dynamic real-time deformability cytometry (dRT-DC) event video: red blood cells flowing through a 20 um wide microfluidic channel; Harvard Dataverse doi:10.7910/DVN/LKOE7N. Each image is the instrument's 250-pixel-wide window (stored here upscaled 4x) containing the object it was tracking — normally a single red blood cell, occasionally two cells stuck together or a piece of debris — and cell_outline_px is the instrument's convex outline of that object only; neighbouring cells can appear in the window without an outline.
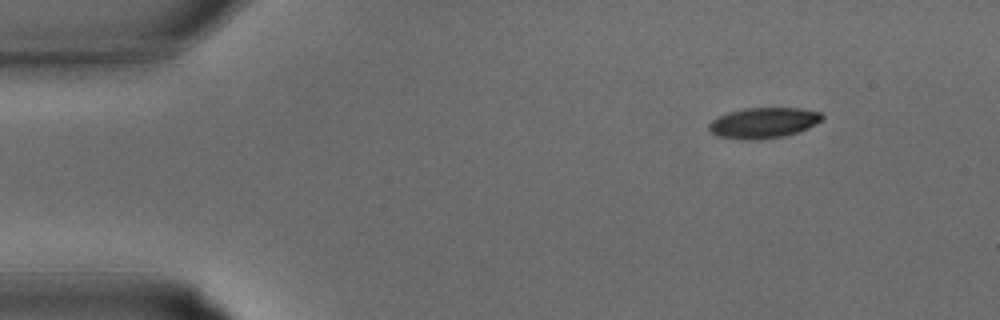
{"species": "common noctule bat (a hibernating species)", "species_latin": "Nyctalus noctula", "temperature_condition": "warm", "stored_images_in_passage": 30, "camera_frame_rate_fps": 3000, "um_per_image_px": 0.085, "animal": {"sex": "male", "body_mass_g": 15.6}, "frame": {"image": 1, "passage_image": 1, "time_ms": 0.0, "image_size_px": [1000, 320], "cell_outline_px": [[824, 120], [808, 128], [784, 136], [760, 140], [740, 140], [716, 136], [708, 128], [708, 124], [712, 120], [728, 112], [744, 108], [800, 108], [820, 112], [824, 116]], "centroid_in_image_um": [64.9, 10.45], "position_along_channel_um": 20.1, "area_um2": 20.4}}
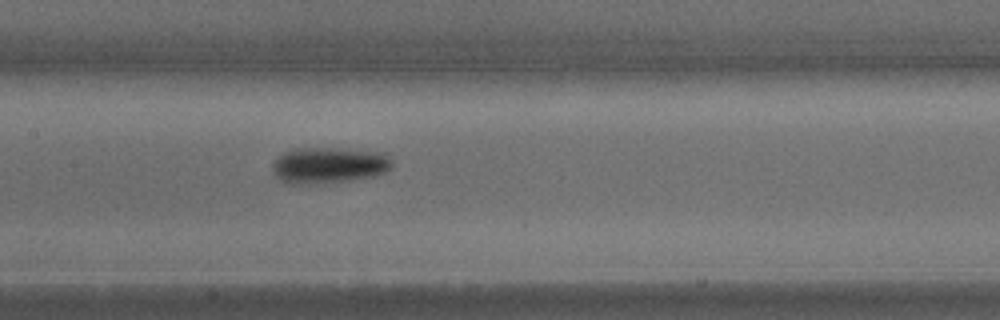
{"frame": {"image": 2, "passage_image": 13, "time_ms": 4.0, "image_size_px": [1000, 320], "cell_outline_px": [[392, 168], [376, 176], [348, 180], [308, 184], [292, 184], [280, 180], [276, 176], [272, 168], [280, 152], [296, 148], [332, 148], [376, 152], [392, 160]], "centroid_in_image_um": [27.9, 14.05], "position_along_channel_um": 179.5, "area_um2": 24.85}}
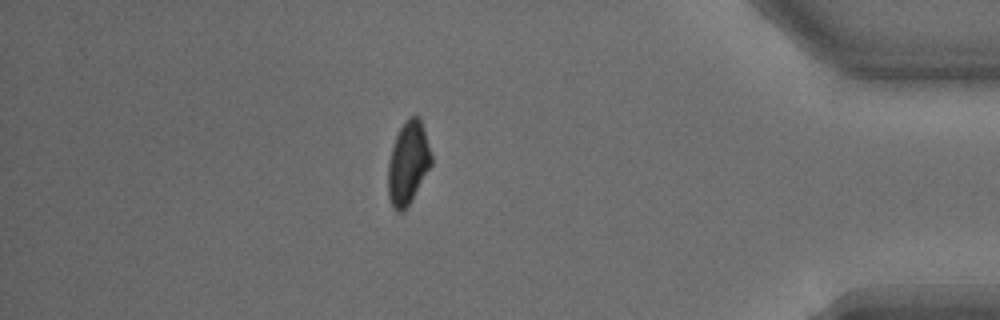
{"frame": {"image": 3, "passage_image": 26, "time_ms": 8.333, "image_size_px": [1000, 320], "cell_outline_px": [[432, 164], [412, 200], [404, 212], [396, 212], [392, 208], [388, 196], [388, 164], [392, 148], [396, 136], [404, 120], [408, 116], [420, 116], [432, 156]], "centroid_in_image_um": [34.68, 13.88], "position_along_channel_um": 400.5, "area_um2": 21.1}}